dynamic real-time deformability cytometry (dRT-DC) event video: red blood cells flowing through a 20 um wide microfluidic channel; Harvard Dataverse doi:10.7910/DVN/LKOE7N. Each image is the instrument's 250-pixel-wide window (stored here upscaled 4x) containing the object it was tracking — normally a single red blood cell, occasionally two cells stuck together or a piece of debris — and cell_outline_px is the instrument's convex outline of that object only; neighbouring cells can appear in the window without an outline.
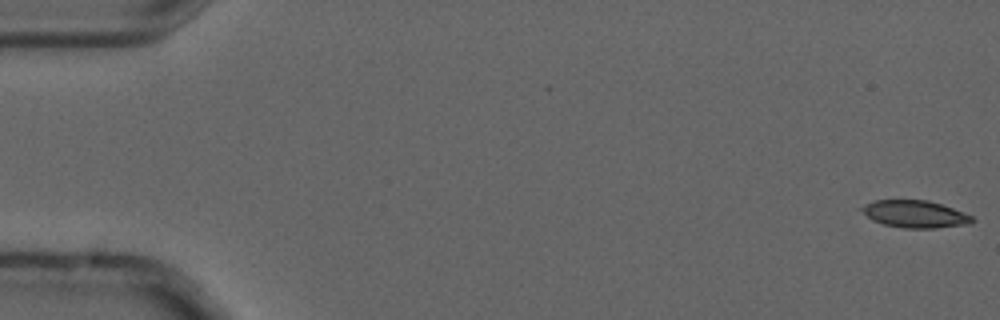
{"species": "common noctule bat (a hibernating species)", "species_latin": "Nyctalus noctula", "temperature_condition": "cold", "stored_images_in_passage": 4, "camera_frame_rate_fps": 3000, "um_per_image_px": 0.085, "animal": {"sex": "male", "forearm_length_mm": 52.5}, "frame": {"image": 1, "passage_image": 1, "time_ms": 0.0, "image_size_px": [1000, 320], "cell_outline_px": [[976, 220], [972, 224], [936, 228], [904, 228], [884, 224], [872, 220], [856, 208], [872, 200], [928, 200], [964, 212], [972, 216]], "centroid_in_image_um": [77.75, 18.19], "position_along_channel_um": 7.2, "area_um2": 17.8}}
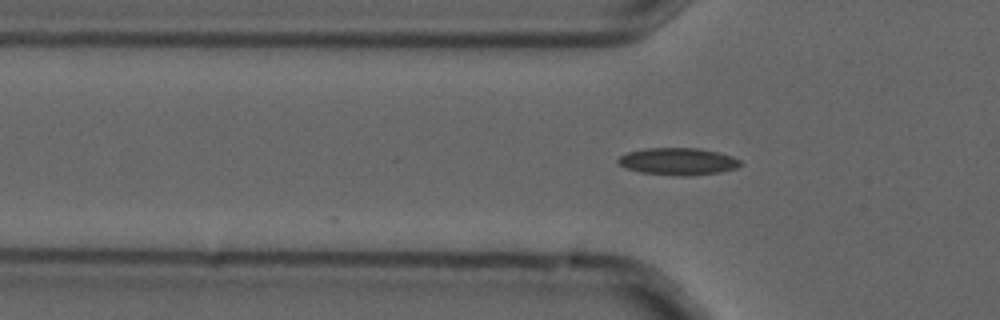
{"frame": {"image": 2, "passage_image": 4, "time_ms": 1.0, "image_size_px": [1000, 320], "cell_outline_px": [[744, 164], [736, 168], [720, 172], [688, 176], [680, 176], [640, 172], [624, 168], [616, 160], [620, 156], [628, 152], [644, 148], [700, 148], [732, 156], [740, 160]], "centroid_in_image_um": [57.63, 13.72], "position_along_channel_um": 68.2, "area_um2": 19.42}}